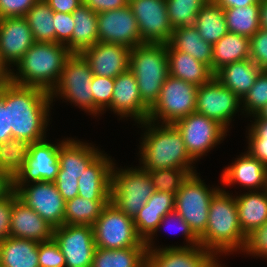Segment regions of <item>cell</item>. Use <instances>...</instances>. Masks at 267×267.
<instances>
[{
  "mask_svg": "<svg viewBox=\"0 0 267 267\" xmlns=\"http://www.w3.org/2000/svg\"><path fill=\"white\" fill-rule=\"evenodd\" d=\"M146 247L105 249L97 247L91 267H146Z\"/></svg>",
  "mask_w": 267,
  "mask_h": 267,
  "instance_id": "cell-34",
  "label": "cell"
},
{
  "mask_svg": "<svg viewBox=\"0 0 267 267\" xmlns=\"http://www.w3.org/2000/svg\"><path fill=\"white\" fill-rule=\"evenodd\" d=\"M241 192L235 194V200L240 226L247 236L267 221V189Z\"/></svg>",
  "mask_w": 267,
  "mask_h": 267,
  "instance_id": "cell-26",
  "label": "cell"
},
{
  "mask_svg": "<svg viewBox=\"0 0 267 267\" xmlns=\"http://www.w3.org/2000/svg\"><path fill=\"white\" fill-rule=\"evenodd\" d=\"M72 53L60 43L35 42L10 70V81L51 92Z\"/></svg>",
  "mask_w": 267,
  "mask_h": 267,
  "instance_id": "cell-4",
  "label": "cell"
},
{
  "mask_svg": "<svg viewBox=\"0 0 267 267\" xmlns=\"http://www.w3.org/2000/svg\"><path fill=\"white\" fill-rule=\"evenodd\" d=\"M53 238L65 257L66 267H91L96 250L92 226L63 224Z\"/></svg>",
  "mask_w": 267,
  "mask_h": 267,
  "instance_id": "cell-15",
  "label": "cell"
},
{
  "mask_svg": "<svg viewBox=\"0 0 267 267\" xmlns=\"http://www.w3.org/2000/svg\"><path fill=\"white\" fill-rule=\"evenodd\" d=\"M92 228L96 247L111 250L146 247L137 234L133 219L111 202L103 208Z\"/></svg>",
  "mask_w": 267,
  "mask_h": 267,
  "instance_id": "cell-9",
  "label": "cell"
},
{
  "mask_svg": "<svg viewBox=\"0 0 267 267\" xmlns=\"http://www.w3.org/2000/svg\"><path fill=\"white\" fill-rule=\"evenodd\" d=\"M54 11L45 0H38L24 15L35 42L55 43Z\"/></svg>",
  "mask_w": 267,
  "mask_h": 267,
  "instance_id": "cell-36",
  "label": "cell"
},
{
  "mask_svg": "<svg viewBox=\"0 0 267 267\" xmlns=\"http://www.w3.org/2000/svg\"><path fill=\"white\" fill-rule=\"evenodd\" d=\"M175 209H156L146 203L133 219L137 234L145 242L157 229L162 218Z\"/></svg>",
  "mask_w": 267,
  "mask_h": 267,
  "instance_id": "cell-43",
  "label": "cell"
},
{
  "mask_svg": "<svg viewBox=\"0 0 267 267\" xmlns=\"http://www.w3.org/2000/svg\"><path fill=\"white\" fill-rule=\"evenodd\" d=\"M148 173L155 191L169 192L174 195L190 175L186 170L178 168L148 170Z\"/></svg>",
  "mask_w": 267,
  "mask_h": 267,
  "instance_id": "cell-41",
  "label": "cell"
},
{
  "mask_svg": "<svg viewBox=\"0 0 267 267\" xmlns=\"http://www.w3.org/2000/svg\"><path fill=\"white\" fill-rule=\"evenodd\" d=\"M109 110L119 116L118 121L131 119L133 125L148 120L150 109L142 102L136 78L129 69L114 78L111 105L103 114Z\"/></svg>",
  "mask_w": 267,
  "mask_h": 267,
  "instance_id": "cell-18",
  "label": "cell"
},
{
  "mask_svg": "<svg viewBox=\"0 0 267 267\" xmlns=\"http://www.w3.org/2000/svg\"><path fill=\"white\" fill-rule=\"evenodd\" d=\"M130 50L122 45L98 41L81 54L89 63L93 75L116 78L129 69Z\"/></svg>",
  "mask_w": 267,
  "mask_h": 267,
  "instance_id": "cell-21",
  "label": "cell"
},
{
  "mask_svg": "<svg viewBox=\"0 0 267 267\" xmlns=\"http://www.w3.org/2000/svg\"><path fill=\"white\" fill-rule=\"evenodd\" d=\"M218 6L223 9H229L234 7H245L252 4H259L260 0H213Z\"/></svg>",
  "mask_w": 267,
  "mask_h": 267,
  "instance_id": "cell-59",
  "label": "cell"
},
{
  "mask_svg": "<svg viewBox=\"0 0 267 267\" xmlns=\"http://www.w3.org/2000/svg\"><path fill=\"white\" fill-rule=\"evenodd\" d=\"M226 190L221 188L213 196L205 232L199 237L200 245L216 257L241 254L247 239L240 226L235 195Z\"/></svg>",
  "mask_w": 267,
  "mask_h": 267,
  "instance_id": "cell-3",
  "label": "cell"
},
{
  "mask_svg": "<svg viewBox=\"0 0 267 267\" xmlns=\"http://www.w3.org/2000/svg\"><path fill=\"white\" fill-rule=\"evenodd\" d=\"M12 139V131L9 128L8 108L0 96V143Z\"/></svg>",
  "mask_w": 267,
  "mask_h": 267,
  "instance_id": "cell-56",
  "label": "cell"
},
{
  "mask_svg": "<svg viewBox=\"0 0 267 267\" xmlns=\"http://www.w3.org/2000/svg\"><path fill=\"white\" fill-rule=\"evenodd\" d=\"M220 258L217 257L208 267H225L226 265H224L221 261H219ZM221 262V263H220ZM223 264V265H222Z\"/></svg>",
  "mask_w": 267,
  "mask_h": 267,
  "instance_id": "cell-63",
  "label": "cell"
},
{
  "mask_svg": "<svg viewBox=\"0 0 267 267\" xmlns=\"http://www.w3.org/2000/svg\"><path fill=\"white\" fill-rule=\"evenodd\" d=\"M259 13V4L224 9L228 32L251 38L261 28Z\"/></svg>",
  "mask_w": 267,
  "mask_h": 267,
  "instance_id": "cell-37",
  "label": "cell"
},
{
  "mask_svg": "<svg viewBox=\"0 0 267 267\" xmlns=\"http://www.w3.org/2000/svg\"><path fill=\"white\" fill-rule=\"evenodd\" d=\"M260 6V26L262 29L267 31V0H260L259 1Z\"/></svg>",
  "mask_w": 267,
  "mask_h": 267,
  "instance_id": "cell-60",
  "label": "cell"
},
{
  "mask_svg": "<svg viewBox=\"0 0 267 267\" xmlns=\"http://www.w3.org/2000/svg\"><path fill=\"white\" fill-rule=\"evenodd\" d=\"M110 200H89L80 196L66 201L64 224L92 226Z\"/></svg>",
  "mask_w": 267,
  "mask_h": 267,
  "instance_id": "cell-35",
  "label": "cell"
},
{
  "mask_svg": "<svg viewBox=\"0 0 267 267\" xmlns=\"http://www.w3.org/2000/svg\"><path fill=\"white\" fill-rule=\"evenodd\" d=\"M53 25L55 27V43L66 45L71 40L74 30L72 13L54 11Z\"/></svg>",
  "mask_w": 267,
  "mask_h": 267,
  "instance_id": "cell-48",
  "label": "cell"
},
{
  "mask_svg": "<svg viewBox=\"0 0 267 267\" xmlns=\"http://www.w3.org/2000/svg\"><path fill=\"white\" fill-rule=\"evenodd\" d=\"M197 88L195 84L168 75L157 102L149 110L148 120L173 124L192 114L196 108Z\"/></svg>",
  "mask_w": 267,
  "mask_h": 267,
  "instance_id": "cell-10",
  "label": "cell"
},
{
  "mask_svg": "<svg viewBox=\"0 0 267 267\" xmlns=\"http://www.w3.org/2000/svg\"><path fill=\"white\" fill-rule=\"evenodd\" d=\"M13 190L19 200L32 208L53 228L64 224L66 201L54 182L42 181L13 185Z\"/></svg>",
  "mask_w": 267,
  "mask_h": 267,
  "instance_id": "cell-13",
  "label": "cell"
},
{
  "mask_svg": "<svg viewBox=\"0 0 267 267\" xmlns=\"http://www.w3.org/2000/svg\"><path fill=\"white\" fill-rule=\"evenodd\" d=\"M194 26L203 40L212 45L228 33L224 9L213 0L208 1L200 9Z\"/></svg>",
  "mask_w": 267,
  "mask_h": 267,
  "instance_id": "cell-33",
  "label": "cell"
},
{
  "mask_svg": "<svg viewBox=\"0 0 267 267\" xmlns=\"http://www.w3.org/2000/svg\"><path fill=\"white\" fill-rule=\"evenodd\" d=\"M210 0H166L169 22L174 28L194 25L200 9Z\"/></svg>",
  "mask_w": 267,
  "mask_h": 267,
  "instance_id": "cell-40",
  "label": "cell"
},
{
  "mask_svg": "<svg viewBox=\"0 0 267 267\" xmlns=\"http://www.w3.org/2000/svg\"><path fill=\"white\" fill-rule=\"evenodd\" d=\"M246 151L267 166V139H247Z\"/></svg>",
  "mask_w": 267,
  "mask_h": 267,
  "instance_id": "cell-55",
  "label": "cell"
},
{
  "mask_svg": "<svg viewBox=\"0 0 267 267\" xmlns=\"http://www.w3.org/2000/svg\"><path fill=\"white\" fill-rule=\"evenodd\" d=\"M93 73L81 53H72L66 60L57 85L50 92L52 103L69 102L93 117ZM65 100V101H64Z\"/></svg>",
  "mask_w": 267,
  "mask_h": 267,
  "instance_id": "cell-7",
  "label": "cell"
},
{
  "mask_svg": "<svg viewBox=\"0 0 267 267\" xmlns=\"http://www.w3.org/2000/svg\"><path fill=\"white\" fill-rule=\"evenodd\" d=\"M35 43L23 17L0 19V58L11 70Z\"/></svg>",
  "mask_w": 267,
  "mask_h": 267,
  "instance_id": "cell-19",
  "label": "cell"
},
{
  "mask_svg": "<svg viewBox=\"0 0 267 267\" xmlns=\"http://www.w3.org/2000/svg\"><path fill=\"white\" fill-rule=\"evenodd\" d=\"M249 118L251 123L248 124V127L246 128V138L267 139V119H262L257 114L250 116Z\"/></svg>",
  "mask_w": 267,
  "mask_h": 267,
  "instance_id": "cell-53",
  "label": "cell"
},
{
  "mask_svg": "<svg viewBox=\"0 0 267 267\" xmlns=\"http://www.w3.org/2000/svg\"><path fill=\"white\" fill-rule=\"evenodd\" d=\"M247 257L267 260V221L247 235L246 244L241 252Z\"/></svg>",
  "mask_w": 267,
  "mask_h": 267,
  "instance_id": "cell-45",
  "label": "cell"
},
{
  "mask_svg": "<svg viewBox=\"0 0 267 267\" xmlns=\"http://www.w3.org/2000/svg\"><path fill=\"white\" fill-rule=\"evenodd\" d=\"M156 209H175V195L169 192L155 191L146 202Z\"/></svg>",
  "mask_w": 267,
  "mask_h": 267,
  "instance_id": "cell-54",
  "label": "cell"
},
{
  "mask_svg": "<svg viewBox=\"0 0 267 267\" xmlns=\"http://www.w3.org/2000/svg\"><path fill=\"white\" fill-rule=\"evenodd\" d=\"M83 3L96 13L124 8L129 0H83Z\"/></svg>",
  "mask_w": 267,
  "mask_h": 267,
  "instance_id": "cell-52",
  "label": "cell"
},
{
  "mask_svg": "<svg viewBox=\"0 0 267 267\" xmlns=\"http://www.w3.org/2000/svg\"><path fill=\"white\" fill-rule=\"evenodd\" d=\"M10 81V70L0 58V87Z\"/></svg>",
  "mask_w": 267,
  "mask_h": 267,
  "instance_id": "cell-61",
  "label": "cell"
},
{
  "mask_svg": "<svg viewBox=\"0 0 267 267\" xmlns=\"http://www.w3.org/2000/svg\"><path fill=\"white\" fill-rule=\"evenodd\" d=\"M261 71L251 59H245L223 66L214 77L242 100Z\"/></svg>",
  "mask_w": 267,
  "mask_h": 267,
  "instance_id": "cell-27",
  "label": "cell"
},
{
  "mask_svg": "<svg viewBox=\"0 0 267 267\" xmlns=\"http://www.w3.org/2000/svg\"><path fill=\"white\" fill-rule=\"evenodd\" d=\"M167 50H177L205 63L212 71L213 45L203 40L194 25L174 28L167 43Z\"/></svg>",
  "mask_w": 267,
  "mask_h": 267,
  "instance_id": "cell-28",
  "label": "cell"
},
{
  "mask_svg": "<svg viewBox=\"0 0 267 267\" xmlns=\"http://www.w3.org/2000/svg\"><path fill=\"white\" fill-rule=\"evenodd\" d=\"M195 111L217 121L228 132L232 129L231 123L235 119L234 116L243 114L241 99L215 77L198 86Z\"/></svg>",
  "mask_w": 267,
  "mask_h": 267,
  "instance_id": "cell-12",
  "label": "cell"
},
{
  "mask_svg": "<svg viewBox=\"0 0 267 267\" xmlns=\"http://www.w3.org/2000/svg\"><path fill=\"white\" fill-rule=\"evenodd\" d=\"M0 96L5 108H8L12 138L27 140L29 143L47 138V127L51 124V110L54 105L50 92L9 81L0 87Z\"/></svg>",
  "mask_w": 267,
  "mask_h": 267,
  "instance_id": "cell-1",
  "label": "cell"
},
{
  "mask_svg": "<svg viewBox=\"0 0 267 267\" xmlns=\"http://www.w3.org/2000/svg\"><path fill=\"white\" fill-rule=\"evenodd\" d=\"M173 125L179 130L188 154L196 163L220 145L229 133L217 121L196 111Z\"/></svg>",
  "mask_w": 267,
  "mask_h": 267,
  "instance_id": "cell-11",
  "label": "cell"
},
{
  "mask_svg": "<svg viewBox=\"0 0 267 267\" xmlns=\"http://www.w3.org/2000/svg\"><path fill=\"white\" fill-rule=\"evenodd\" d=\"M129 70L136 78L142 102L151 109L169 75L167 44L144 43L132 48Z\"/></svg>",
  "mask_w": 267,
  "mask_h": 267,
  "instance_id": "cell-5",
  "label": "cell"
},
{
  "mask_svg": "<svg viewBox=\"0 0 267 267\" xmlns=\"http://www.w3.org/2000/svg\"><path fill=\"white\" fill-rule=\"evenodd\" d=\"M250 59L261 70H267V31L262 28L250 38Z\"/></svg>",
  "mask_w": 267,
  "mask_h": 267,
  "instance_id": "cell-47",
  "label": "cell"
},
{
  "mask_svg": "<svg viewBox=\"0 0 267 267\" xmlns=\"http://www.w3.org/2000/svg\"><path fill=\"white\" fill-rule=\"evenodd\" d=\"M30 143L23 139H9L0 143V170L12 179L22 170L26 163Z\"/></svg>",
  "mask_w": 267,
  "mask_h": 267,
  "instance_id": "cell-38",
  "label": "cell"
},
{
  "mask_svg": "<svg viewBox=\"0 0 267 267\" xmlns=\"http://www.w3.org/2000/svg\"><path fill=\"white\" fill-rule=\"evenodd\" d=\"M257 115L262 119H267V104L257 113Z\"/></svg>",
  "mask_w": 267,
  "mask_h": 267,
  "instance_id": "cell-62",
  "label": "cell"
},
{
  "mask_svg": "<svg viewBox=\"0 0 267 267\" xmlns=\"http://www.w3.org/2000/svg\"><path fill=\"white\" fill-rule=\"evenodd\" d=\"M13 191V179L0 170V200L7 197Z\"/></svg>",
  "mask_w": 267,
  "mask_h": 267,
  "instance_id": "cell-58",
  "label": "cell"
},
{
  "mask_svg": "<svg viewBox=\"0 0 267 267\" xmlns=\"http://www.w3.org/2000/svg\"><path fill=\"white\" fill-rule=\"evenodd\" d=\"M220 185L239 186L247 192L267 189V166L247 151L242 152L220 175Z\"/></svg>",
  "mask_w": 267,
  "mask_h": 267,
  "instance_id": "cell-20",
  "label": "cell"
},
{
  "mask_svg": "<svg viewBox=\"0 0 267 267\" xmlns=\"http://www.w3.org/2000/svg\"><path fill=\"white\" fill-rule=\"evenodd\" d=\"M137 126L142 129L138 162L144 171L178 168L190 175L197 173L196 162L188 154L182 135L173 124L146 120Z\"/></svg>",
  "mask_w": 267,
  "mask_h": 267,
  "instance_id": "cell-2",
  "label": "cell"
},
{
  "mask_svg": "<svg viewBox=\"0 0 267 267\" xmlns=\"http://www.w3.org/2000/svg\"><path fill=\"white\" fill-rule=\"evenodd\" d=\"M98 41L134 48L144 44L131 7L97 13Z\"/></svg>",
  "mask_w": 267,
  "mask_h": 267,
  "instance_id": "cell-17",
  "label": "cell"
},
{
  "mask_svg": "<svg viewBox=\"0 0 267 267\" xmlns=\"http://www.w3.org/2000/svg\"><path fill=\"white\" fill-rule=\"evenodd\" d=\"M102 152L96 144L78 138L67 137L59 146V170L57 175L78 176Z\"/></svg>",
  "mask_w": 267,
  "mask_h": 267,
  "instance_id": "cell-25",
  "label": "cell"
},
{
  "mask_svg": "<svg viewBox=\"0 0 267 267\" xmlns=\"http://www.w3.org/2000/svg\"><path fill=\"white\" fill-rule=\"evenodd\" d=\"M39 242L8 236L0 243V267H40Z\"/></svg>",
  "mask_w": 267,
  "mask_h": 267,
  "instance_id": "cell-30",
  "label": "cell"
},
{
  "mask_svg": "<svg viewBox=\"0 0 267 267\" xmlns=\"http://www.w3.org/2000/svg\"><path fill=\"white\" fill-rule=\"evenodd\" d=\"M17 198V194L13 190L7 197L0 200V243L10 236L12 207Z\"/></svg>",
  "mask_w": 267,
  "mask_h": 267,
  "instance_id": "cell-50",
  "label": "cell"
},
{
  "mask_svg": "<svg viewBox=\"0 0 267 267\" xmlns=\"http://www.w3.org/2000/svg\"><path fill=\"white\" fill-rule=\"evenodd\" d=\"M74 30L66 44L71 53H82L98 42L97 13L84 3L72 12Z\"/></svg>",
  "mask_w": 267,
  "mask_h": 267,
  "instance_id": "cell-31",
  "label": "cell"
},
{
  "mask_svg": "<svg viewBox=\"0 0 267 267\" xmlns=\"http://www.w3.org/2000/svg\"><path fill=\"white\" fill-rule=\"evenodd\" d=\"M59 142H49V139L30 143L26 163L13 179V185H25L33 182H54L59 170Z\"/></svg>",
  "mask_w": 267,
  "mask_h": 267,
  "instance_id": "cell-14",
  "label": "cell"
},
{
  "mask_svg": "<svg viewBox=\"0 0 267 267\" xmlns=\"http://www.w3.org/2000/svg\"><path fill=\"white\" fill-rule=\"evenodd\" d=\"M38 0H0V19L24 17Z\"/></svg>",
  "mask_w": 267,
  "mask_h": 267,
  "instance_id": "cell-49",
  "label": "cell"
},
{
  "mask_svg": "<svg viewBox=\"0 0 267 267\" xmlns=\"http://www.w3.org/2000/svg\"><path fill=\"white\" fill-rule=\"evenodd\" d=\"M54 228L18 198L13 202L10 236L39 243L53 238Z\"/></svg>",
  "mask_w": 267,
  "mask_h": 267,
  "instance_id": "cell-24",
  "label": "cell"
},
{
  "mask_svg": "<svg viewBox=\"0 0 267 267\" xmlns=\"http://www.w3.org/2000/svg\"><path fill=\"white\" fill-rule=\"evenodd\" d=\"M55 12L72 13L83 4V0H45Z\"/></svg>",
  "mask_w": 267,
  "mask_h": 267,
  "instance_id": "cell-57",
  "label": "cell"
},
{
  "mask_svg": "<svg viewBox=\"0 0 267 267\" xmlns=\"http://www.w3.org/2000/svg\"><path fill=\"white\" fill-rule=\"evenodd\" d=\"M167 54L169 75L172 77L196 86H201L214 77V73L208 65L196 60L187 53L167 50Z\"/></svg>",
  "mask_w": 267,
  "mask_h": 267,
  "instance_id": "cell-29",
  "label": "cell"
},
{
  "mask_svg": "<svg viewBox=\"0 0 267 267\" xmlns=\"http://www.w3.org/2000/svg\"><path fill=\"white\" fill-rule=\"evenodd\" d=\"M217 257L201 245L147 251L146 267H208Z\"/></svg>",
  "mask_w": 267,
  "mask_h": 267,
  "instance_id": "cell-23",
  "label": "cell"
},
{
  "mask_svg": "<svg viewBox=\"0 0 267 267\" xmlns=\"http://www.w3.org/2000/svg\"><path fill=\"white\" fill-rule=\"evenodd\" d=\"M245 59H250V38L228 32L213 45L212 72Z\"/></svg>",
  "mask_w": 267,
  "mask_h": 267,
  "instance_id": "cell-32",
  "label": "cell"
},
{
  "mask_svg": "<svg viewBox=\"0 0 267 267\" xmlns=\"http://www.w3.org/2000/svg\"><path fill=\"white\" fill-rule=\"evenodd\" d=\"M143 43L167 44L173 32L166 0H129Z\"/></svg>",
  "mask_w": 267,
  "mask_h": 267,
  "instance_id": "cell-16",
  "label": "cell"
},
{
  "mask_svg": "<svg viewBox=\"0 0 267 267\" xmlns=\"http://www.w3.org/2000/svg\"><path fill=\"white\" fill-rule=\"evenodd\" d=\"M114 159L103 150L88 165L78 178V196L89 200H110Z\"/></svg>",
  "mask_w": 267,
  "mask_h": 267,
  "instance_id": "cell-22",
  "label": "cell"
},
{
  "mask_svg": "<svg viewBox=\"0 0 267 267\" xmlns=\"http://www.w3.org/2000/svg\"><path fill=\"white\" fill-rule=\"evenodd\" d=\"M113 164L111 171V196L113 203L125 215L134 219L155 192L148 171L140 166L126 168Z\"/></svg>",
  "mask_w": 267,
  "mask_h": 267,
  "instance_id": "cell-6",
  "label": "cell"
},
{
  "mask_svg": "<svg viewBox=\"0 0 267 267\" xmlns=\"http://www.w3.org/2000/svg\"><path fill=\"white\" fill-rule=\"evenodd\" d=\"M54 183L65 201L78 196V176L57 175Z\"/></svg>",
  "mask_w": 267,
  "mask_h": 267,
  "instance_id": "cell-51",
  "label": "cell"
},
{
  "mask_svg": "<svg viewBox=\"0 0 267 267\" xmlns=\"http://www.w3.org/2000/svg\"><path fill=\"white\" fill-rule=\"evenodd\" d=\"M93 118L103 115V112L111 105L114 90V78L93 76Z\"/></svg>",
  "mask_w": 267,
  "mask_h": 267,
  "instance_id": "cell-44",
  "label": "cell"
},
{
  "mask_svg": "<svg viewBox=\"0 0 267 267\" xmlns=\"http://www.w3.org/2000/svg\"><path fill=\"white\" fill-rule=\"evenodd\" d=\"M166 226H167V228H166ZM168 226L171 228L173 227L172 229H174V231L176 228L177 233L180 232L181 233L180 235H183L182 237H184V241L186 242V243H184V245H182V246L181 245H176V246L175 245H169V246H166V245L163 246L162 245V247H161V245L157 246L155 240L157 241L156 238L158 236V232H160L162 230V228H164V229L166 228L165 230H167V229L169 230ZM171 231H170V233H171ZM145 245H146L147 251H149V250H156V249L168 248V247L197 246V245H200V241H199V238L191 230L189 224L174 210L173 212L166 214L162 218V220L159 223L155 232L145 241Z\"/></svg>",
  "mask_w": 267,
  "mask_h": 267,
  "instance_id": "cell-39",
  "label": "cell"
},
{
  "mask_svg": "<svg viewBox=\"0 0 267 267\" xmlns=\"http://www.w3.org/2000/svg\"><path fill=\"white\" fill-rule=\"evenodd\" d=\"M267 104V70H262L254 85L241 100L245 118L257 114Z\"/></svg>",
  "mask_w": 267,
  "mask_h": 267,
  "instance_id": "cell-42",
  "label": "cell"
},
{
  "mask_svg": "<svg viewBox=\"0 0 267 267\" xmlns=\"http://www.w3.org/2000/svg\"><path fill=\"white\" fill-rule=\"evenodd\" d=\"M38 262L40 267H66L65 257L54 238L39 243Z\"/></svg>",
  "mask_w": 267,
  "mask_h": 267,
  "instance_id": "cell-46",
  "label": "cell"
},
{
  "mask_svg": "<svg viewBox=\"0 0 267 267\" xmlns=\"http://www.w3.org/2000/svg\"><path fill=\"white\" fill-rule=\"evenodd\" d=\"M221 188L206 185L197 172L189 175L175 194V211L198 238L205 232L210 202Z\"/></svg>",
  "mask_w": 267,
  "mask_h": 267,
  "instance_id": "cell-8",
  "label": "cell"
}]
</instances>
